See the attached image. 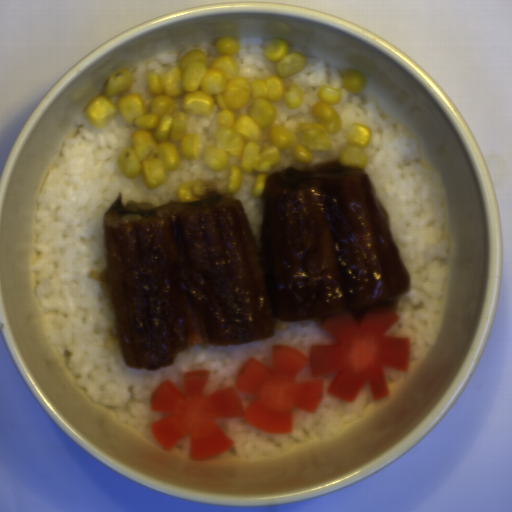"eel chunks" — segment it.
<instances>
[{
  "label": "eel chunks",
  "mask_w": 512,
  "mask_h": 512,
  "mask_svg": "<svg viewBox=\"0 0 512 512\" xmlns=\"http://www.w3.org/2000/svg\"><path fill=\"white\" fill-rule=\"evenodd\" d=\"M103 234L100 276L131 367L267 340L278 322L329 319L411 283L369 175L339 161L267 178L262 249L242 202L213 192L160 206L121 193Z\"/></svg>",
  "instance_id": "4dd315ae"
}]
</instances>
